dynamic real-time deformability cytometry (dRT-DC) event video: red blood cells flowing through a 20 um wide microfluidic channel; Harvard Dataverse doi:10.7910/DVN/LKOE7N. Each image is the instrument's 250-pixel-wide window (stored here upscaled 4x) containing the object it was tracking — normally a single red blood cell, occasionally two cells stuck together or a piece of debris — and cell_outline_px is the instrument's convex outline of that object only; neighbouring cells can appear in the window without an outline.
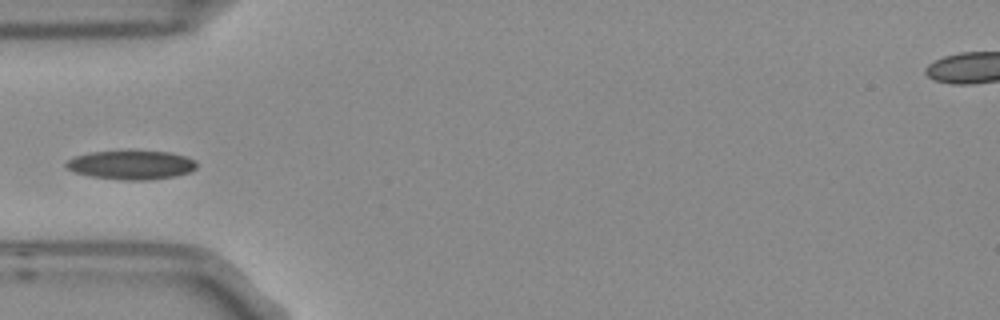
{"species": "Egyptian fruit bat (a non-hibernating species)", "species_latin": "Rousettus aegyptiacus", "temperature_condition": "room temperature", "stored_images_in_passage": 6, "camera_frame_rate_fps": 3000, "um_per_image_px": 0.085, "frame": {"image": 1, "passage_image": 5, "time_ms": 1.333, "image_size_px": [1000, 320], "cell_outline_px": [[196, 168], [192, 172], [176, 176], [152, 180], [120, 180], [88, 176], [72, 172], [64, 168], [64, 164], [68, 160], [76, 156], [92, 152], [172, 152], [196, 160]], "centroid_in_image_um": [11.15, 14.05], "position_along_channel_um": 73.9, "area_um2": 22.08}}
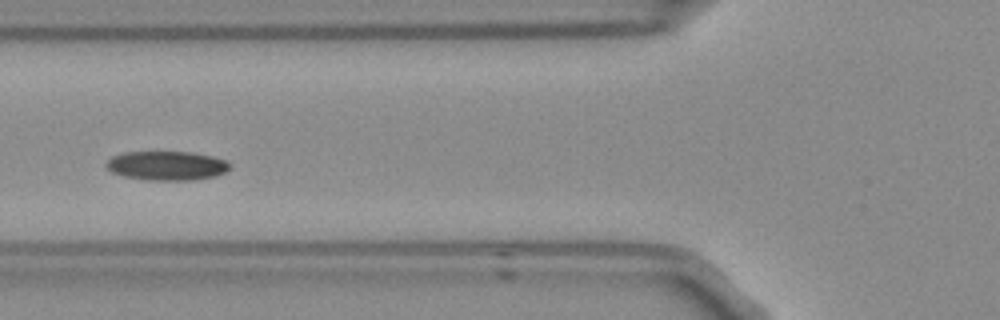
{"frame": {"image": 2, "passage_image": 6, "time_ms": 1.667, "image_size_px": [1000, 320], "cell_outline_px": [[232, 168], [216, 176], [192, 180], [148, 180], [124, 176], [112, 172], [104, 164], [112, 156], [124, 152], [192, 152], [212, 156], [228, 160], [232, 164]], "centroid_in_image_um": [14.22, 14.08], "position_along_channel_um": 111.6, "area_um2": 21.15}}